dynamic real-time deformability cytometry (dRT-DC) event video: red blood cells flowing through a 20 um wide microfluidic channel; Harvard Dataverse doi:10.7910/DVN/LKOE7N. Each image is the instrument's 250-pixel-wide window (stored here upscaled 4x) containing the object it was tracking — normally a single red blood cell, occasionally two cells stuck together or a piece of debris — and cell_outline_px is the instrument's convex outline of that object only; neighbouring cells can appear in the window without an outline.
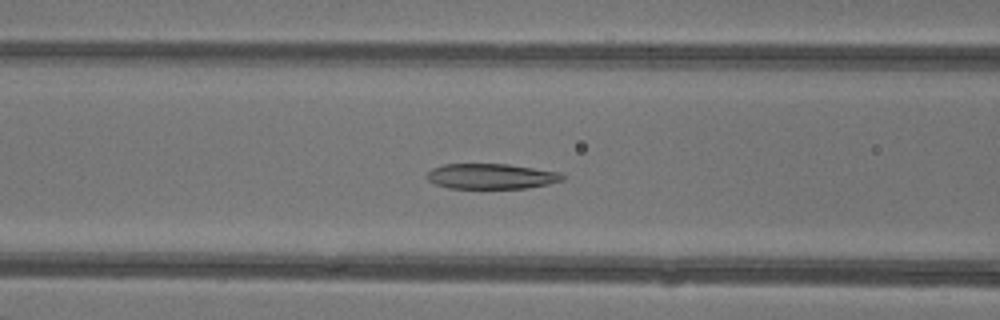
{"species": "common noctule bat (a hibernating species)", "species_latin": "Nyctalus noctula", "temperature_condition": "warm", "stored_images_in_passage": 44, "camera_frame_rate_fps": 3000, "um_per_image_px": 0.085, "animal": {"sex": "female"}, "frame": {"image": 1, "passage_image": 21, "time_ms": 6.667, "image_size_px": [1000, 320], "cell_outline_px": [[564, 180], [548, 184], [528, 188], [448, 188], [436, 184], [428, 180], [428, 172], [432, 168], [444, 164], [508, 164], [560, 172], [564, 176]], "centroid_in_image_um": [41.77, 14.98], "position_along_channel_um": 124.8, "area_um2": 19.94}}
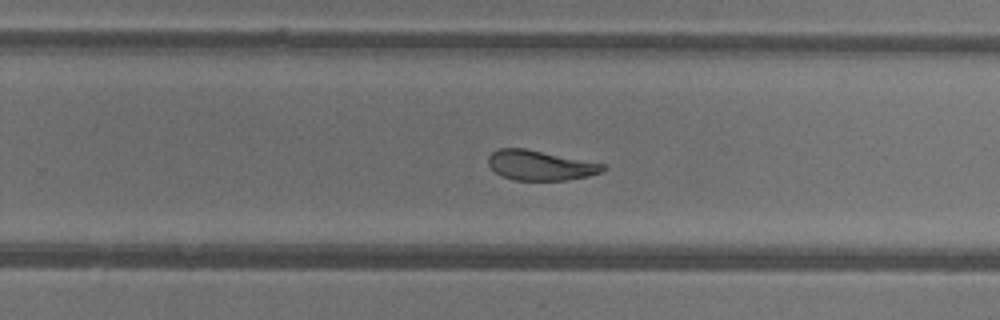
{"frame": {"image": 2, "passage_image": 32, "time_ms": 10.333, "image_size_px": [1000, 320], "cell_outline_px": [[608, 168], [600, 172], [588, 176], [568, 180], [516, 180], [500, 176], [488, 164], [488, 156], [492, 152], [500, 148], [524, 148], [604, 164]], "centroid_in_image_um": [45.9, 14.06], "position_along_channel_um": 283.9, "area_um2": 19.83}}
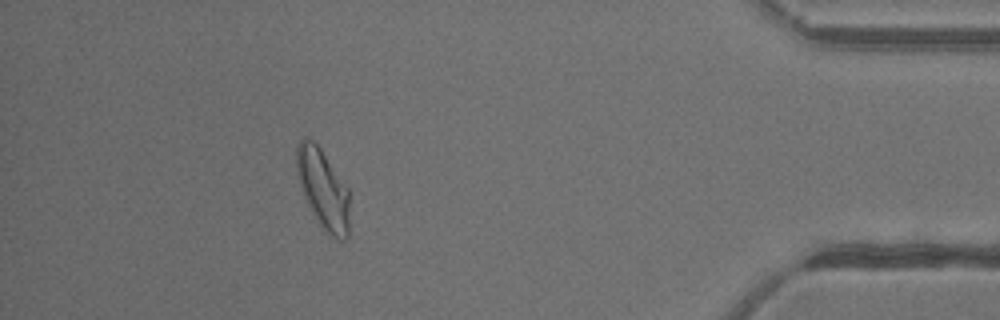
{"frame": {"image": 3, "passage_image": 44, "time_ms": 14.333, "image_size_px": [1000, 320], "cell_outline_px": [[348, 236], [344, 240], [340, 240], [324, 232], [304, 200], [300, 188], [296, 172], [296, 144], [304, 136], [312, 140], [320, 148], [348, 188]], "centroid_in_image_um": [27.41, 16.06], "position_along_channel_um": 407.8, "area_um2": 24.74}, "authors_computed_cell_mechanics": {"area_um2": 22.1374, "velocity_mm_per_s": 4.3458, "shape_relaxation_time_tau1_ms": 9.3837, "shape_relaxation_time_tau2_ms": 2.0695, "deformation_change_tau1": 0.2676, "deformation_change_tau2": 0.1022}}